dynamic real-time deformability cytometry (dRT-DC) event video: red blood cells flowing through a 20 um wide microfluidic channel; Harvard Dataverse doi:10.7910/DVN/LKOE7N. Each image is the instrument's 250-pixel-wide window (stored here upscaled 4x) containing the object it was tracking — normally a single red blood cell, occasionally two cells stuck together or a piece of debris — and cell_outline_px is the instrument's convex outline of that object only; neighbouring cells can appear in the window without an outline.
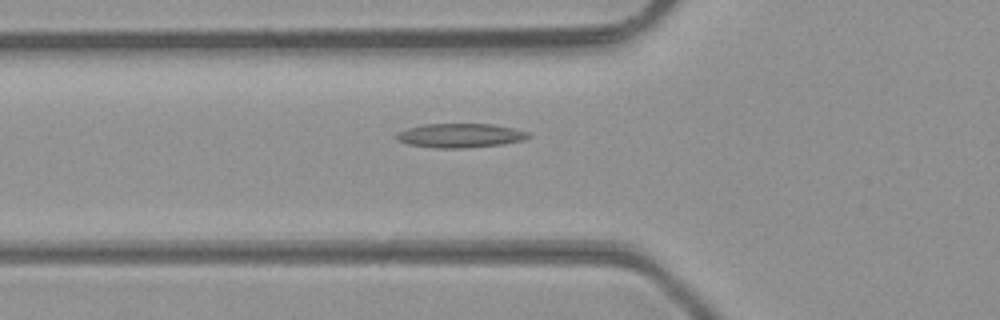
{"species": "common noctule bat (a hibernating species)", "species_latin": "Nyctalus noctula", "temperature_condition": "room temperature", "stored_images_in_passage": 47, "camera_frame_rate_fps": 3000, "um_per_image_px": 0.085, "animal": {"sex": "male", "body_mass_g": 23.1, "forearm_length_mm": 52.7}, "frame": {"image": 1, "passage_image": 17, "time_ms": 5.333, "image_size_px": [1000, 320], "cell_outline_px": [[532, 136], [524, 140], [500, 144], [464, 148], [436, 148], [408, 144], [396, 140], [396, 136], [400, 132], [408, 128], [424, 124], [492, 124], [512, 128], [528, 132]], "centroid_in_image_um": [39.12, 11.52], "position_along_channel_um": 86.7, "area_um2": 18.38}}
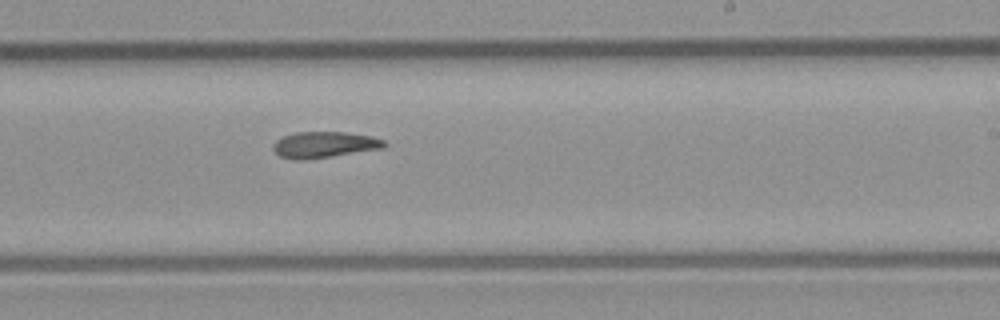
{"frame": {"image": 2, "passage_image": 29, "time_ms": 9.333, "image_size_px": [1000, 320], "cell_outline_px": [[388, 144], [384, 148], [304, 160], [296, 160], [280, 156], [272, 148], [272, 144], [276, 140], [284, 136], [296, 132], [344, 132], [372, 136], [384, 140]], "centroid_in_image_um": [27.57, 12.29], "position_along_channel_um": 261.4, "area_um2": 16.88}}
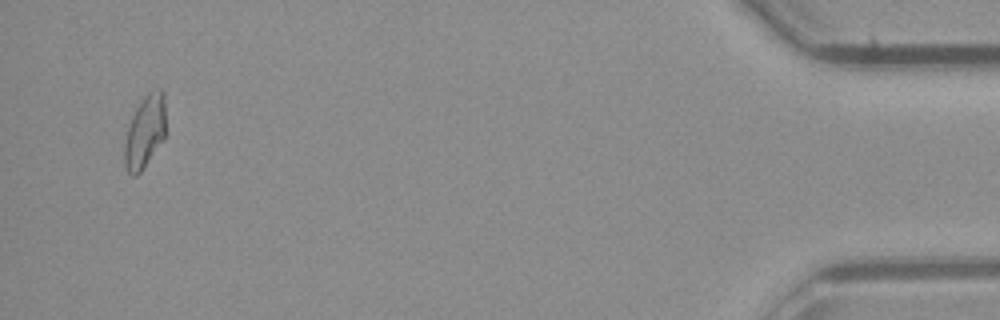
{"frame": {"image": 3, "passage_image": 46, "time_ms": 15.0, "image_size_px": [1000, 320], "cell_outline_px": [[164, 136], [140, 172], [136, 176], [132, 176], [128, 172], [124, 164], [124, 144], [128, 128], [132, 116], [136, 108], [144, 96], [148, 92], [160, 88], [164, 92]], "centroid_in_image_um": [12.29, 11.18], "position_along_channel_um": 422.9, "area_um2": 16.99}}